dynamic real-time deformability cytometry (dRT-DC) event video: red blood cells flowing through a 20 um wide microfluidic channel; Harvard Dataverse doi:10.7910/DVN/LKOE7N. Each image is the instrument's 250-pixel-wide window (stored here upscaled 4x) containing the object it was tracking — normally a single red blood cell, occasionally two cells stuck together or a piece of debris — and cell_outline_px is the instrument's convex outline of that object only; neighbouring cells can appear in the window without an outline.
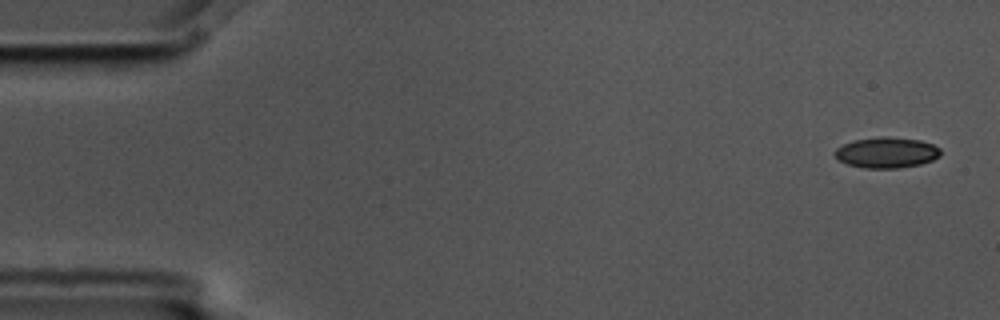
{"species": "common noctule bat (a hibernating species)", "species_latin": "Nyctalus noctula", "temperature_condition": "cold", "stored_images_in_passage": 5, "camera_frame_rate_fps": 3000, "um_per_image_px": 0.085, "animal": {"sex": "male", "body_mass_g": 17.5, "forearm_length_mm": 52.3}, "frame": {"image": 1, "passage_image": 1, "time_ms": 0.0, "image_size_px": [1000, 320], "cell_outline_px": [[940, 156], [932, 160], [920, 164], [900, 168], [864, 168], [848, 164], [840, 160], [836, 156], [836, 148], [852, 140], [880, 136], [884, 136], [920, 140], [932, 144], [940, 148]], "centroid_in_image_um": [75.38, 12.96], "position_along_channel_um": 9.6, "area_um2": 18.84}}
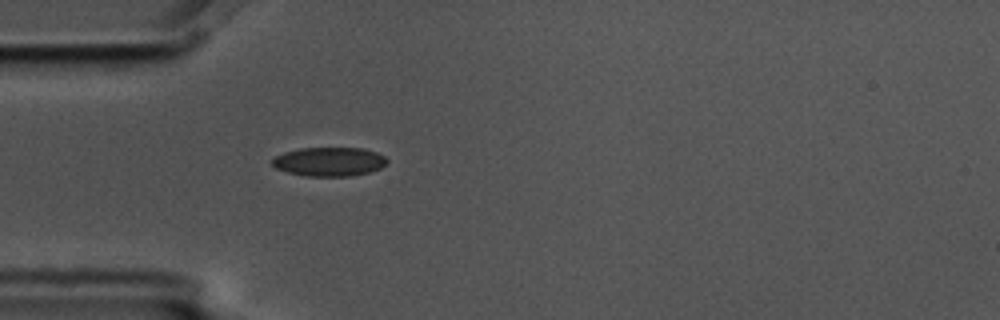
{"frame": {"image": 2, "passage_image": 5, "time_ms": 1.333, "image_size_px": [1000, 320], "cell_outline_px": [[388, 160], [380, 168], [368, 172], [352, 176], [308, 176], [288, 172], [276, 168], [272, 164], [272, 160], [276, 156], [284, 152], [300, 148], [364, 148], [376, 152], [384, 156]], "centroid_in_image_um": [27.99, 13.73], "position_along_channel_um": 57.0, "area_um2": 19.25}}